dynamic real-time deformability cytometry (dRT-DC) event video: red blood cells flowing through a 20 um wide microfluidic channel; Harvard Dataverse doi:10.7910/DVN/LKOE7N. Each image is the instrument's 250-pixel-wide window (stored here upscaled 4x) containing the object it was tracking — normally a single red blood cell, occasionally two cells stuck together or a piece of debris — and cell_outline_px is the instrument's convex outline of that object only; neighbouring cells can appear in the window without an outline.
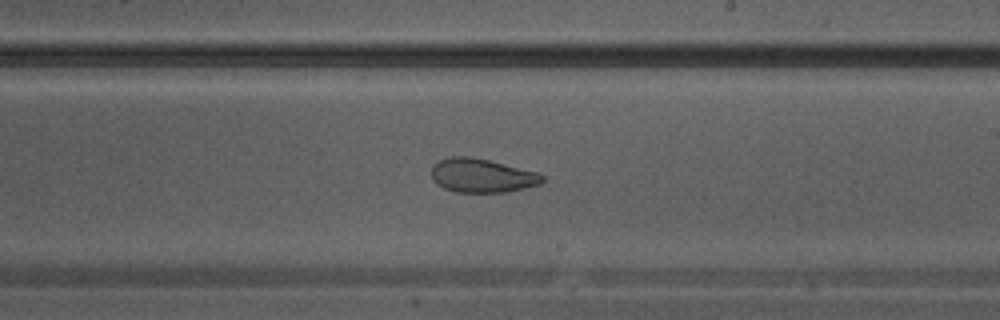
{"species": "Egyptian fruit bat (a non-hibernating species)", "species_latin": "Rousettus aegyptiacus", "temperature_condition": "warm", "stored_images_in_passage": 29, "camera_frame_rate_fps": 3000, "um_per_image_px": 0.085, "animal": {"sex": "male"}, "frame": {"image": 1, "passage_image": 17, "time_ms": 5.333, "image_size_px": [1000, 320], "cell_outline_px": [[544, 180], [540, 184], [524, 188], [504, 192], [456, 192], [444, 188], [436, 184], [432, 180], [432, 164], [448, 156], [468, 156], [488, 160], [540, 172], [544, 176]], "centroid_in_image_um": [40.96, 14.92], "position_along_channel_um": 248.0, "area_um2": 22.02}}